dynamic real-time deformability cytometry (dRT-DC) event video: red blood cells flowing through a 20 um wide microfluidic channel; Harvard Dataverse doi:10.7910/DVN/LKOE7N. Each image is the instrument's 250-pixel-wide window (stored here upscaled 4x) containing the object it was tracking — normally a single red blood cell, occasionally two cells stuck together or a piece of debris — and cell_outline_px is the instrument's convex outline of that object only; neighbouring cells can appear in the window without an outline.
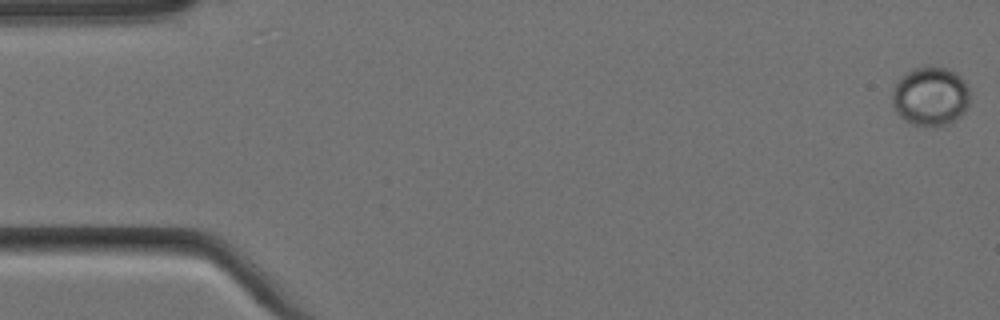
{"species": "Egyptian fruit bat (a non-hibernating species)", "species_latin": "Rousettus aegyptiacus", "temperature_condition": "cold", "stored_images_in_passage": 7, "camera_frame_rate_fps": 3000, "um_per_image_px": 0.085, "animal": {"sex": "female"}, "frame": {"image": 1, "passage_image": 1, "time_ms": 0.0, "image_size_px": [1000, 320], "cell_outline_px": [[968, 108], [960, 116], [948, 124], [912, 124], [900, 116], [896, 112], [892, 104], [892, 88], [900, 76], [916, 68], [932, 64], [948, 68], [956, 72], [968, 84]], "centroid_in_image_um": [79.08, 8.12], "position_along_channel_um": 5.9, "area_um2": 26.82}}
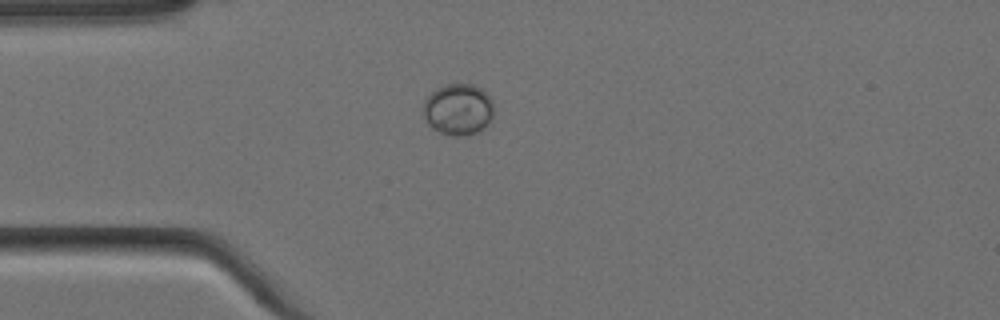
{"frame": {"image": 2, "passage_image": 5, "time_ms": 1.333, "image_size_px": [1000, 320], "cell_outline_px": [[492, 120], [480, 132], [464, 136], [448, 136], [432, 128], [428, 124], [424, 116], [424, 100], [436, 88], [448, 84], [472, 84], [480, 88], [492, 100]], "centroid_in_image_um": [38.95, 9.33], "position_along_channel_um": 46.1, "area_um2": 21.21}}
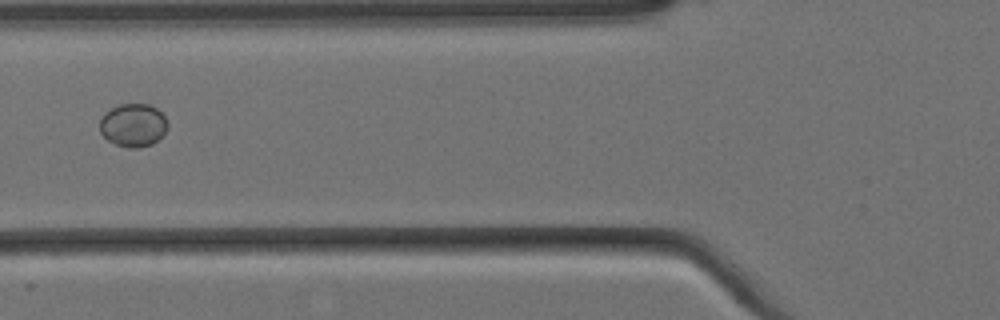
{"frame": {"image": 3, "passage_image": 7, "time_ms": 2.0, "image_size_px": [1000, 320], "cell_outline_px": [[168, 128], [152, 144], [136, 148], [132, 148], [116, 144], [108, 140], [100, 132], [100, 120], [104, 112], [120, 104], [148, 104], [156, 108], [164, 116], [168, 124]], "centroid_in_image_um": [11.31, 10.63], "position_along_channel_um": 114.5, "area_um2": 16.88}}